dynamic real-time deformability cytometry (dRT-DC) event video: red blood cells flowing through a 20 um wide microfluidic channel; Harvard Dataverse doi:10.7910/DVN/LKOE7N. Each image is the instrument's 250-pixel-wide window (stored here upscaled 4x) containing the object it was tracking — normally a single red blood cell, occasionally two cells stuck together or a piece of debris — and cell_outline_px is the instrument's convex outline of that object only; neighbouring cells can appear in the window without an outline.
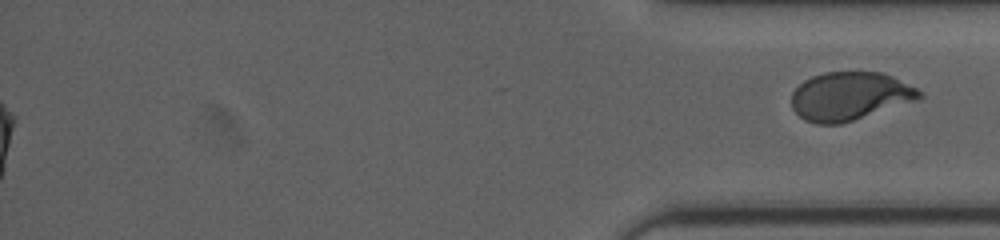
{"species": "human", "species_latin": "Homo sapiens", "temperature_condition": "cold", "stored_images_in_passage": 28, "segment_of_instrument_passage": [2, 2], "camera_frame_rate_fps": 3000, "um_per_image_px": 0.085, "donor": {"sex": "female"}, "frame": {"image": 1, "passage_image": 28, "time_ms": 12.667, "image_size_px": [1000, 240], "cell_outline_px": [[924, 96], [916, 100], [840, 124], [816, 124], [804, 120], [792, 108], [792, 92], [804, 80], [812, 76], [824, 72], [880, 72], [892, 76], [916, 88]], "centroid_in_image_um": [72.19, 8.17], "position_along_channel_um": 363.0, "area_um2": 35.66}}